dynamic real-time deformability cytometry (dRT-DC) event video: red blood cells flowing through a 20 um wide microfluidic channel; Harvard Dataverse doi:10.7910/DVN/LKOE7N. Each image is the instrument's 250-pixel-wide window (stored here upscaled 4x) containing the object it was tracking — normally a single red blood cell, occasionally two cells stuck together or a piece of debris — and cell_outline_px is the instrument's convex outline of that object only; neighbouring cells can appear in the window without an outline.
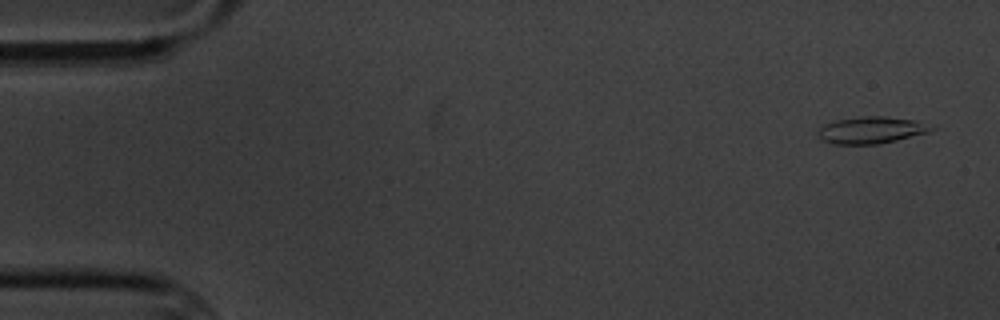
{"species": "common noctule bat (a hibernating species)", "species_latin": "Nyctalus noctula", "temperature_condition": "cold", "stored_images_in_passage": 4, "camera_frame_rate_fps": 3000, "um_per_image_px": 0.085, "animal": {"sex": "male", "body_mass_g": 20.1, "forearm_length_mm": 53.5}, "frame": {"image": 1, "passage_image": 1, "time_ms": 0.0, "image_size_px": [1000, 320], "cell_outline_px": [[936, 128], [928, 132], [880, 144], [836, 144], [824, 140], [816, 132], [824, 124], [836, 120], [860, 116], [884, 116], [912, 120]], "centroid_in_image_um": [74.01, 11.05], "position_along_channel_um": 11.0, "area_um2": 17.4}}